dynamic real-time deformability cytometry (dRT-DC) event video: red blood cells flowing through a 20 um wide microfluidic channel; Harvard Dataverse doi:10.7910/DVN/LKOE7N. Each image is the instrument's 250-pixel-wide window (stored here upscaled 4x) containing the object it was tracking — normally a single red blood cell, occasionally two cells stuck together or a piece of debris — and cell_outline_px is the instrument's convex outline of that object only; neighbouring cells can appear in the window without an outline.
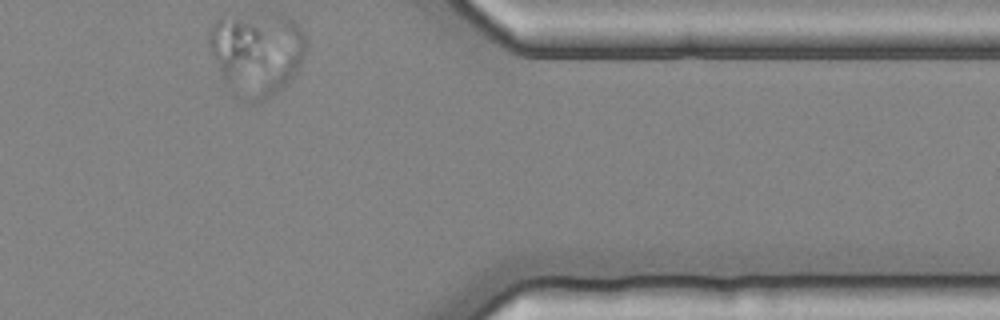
{"species": "common noctule bat (a hibernating species)", "species_latin": "Nyctalus noctula", "temperature_condition": "cold", "stored_images_in_passage": 35, "segment_of_instrument_passage": [2, 2], "camera_frame_rate_fps": 3000, "um_per_image_px": 0.085, "animal": {"sex": "female", "body_mass_g": 25.1}, "frame": {"image": 1, "passage_image": 35, "time_ms": 11.333, "image_size_px": [1000, 320], "cell_outline_px": [[264, 60], [228, 84], [224, 80], [208, 48], [208, 32], [216, 20], [220, 16], [236, 16], [256, 28], [260, 32]], "centroid_in_image_um": [19.94, 3.97], "position_along_channel_um": 391.5, "area_um2": 19.25}}